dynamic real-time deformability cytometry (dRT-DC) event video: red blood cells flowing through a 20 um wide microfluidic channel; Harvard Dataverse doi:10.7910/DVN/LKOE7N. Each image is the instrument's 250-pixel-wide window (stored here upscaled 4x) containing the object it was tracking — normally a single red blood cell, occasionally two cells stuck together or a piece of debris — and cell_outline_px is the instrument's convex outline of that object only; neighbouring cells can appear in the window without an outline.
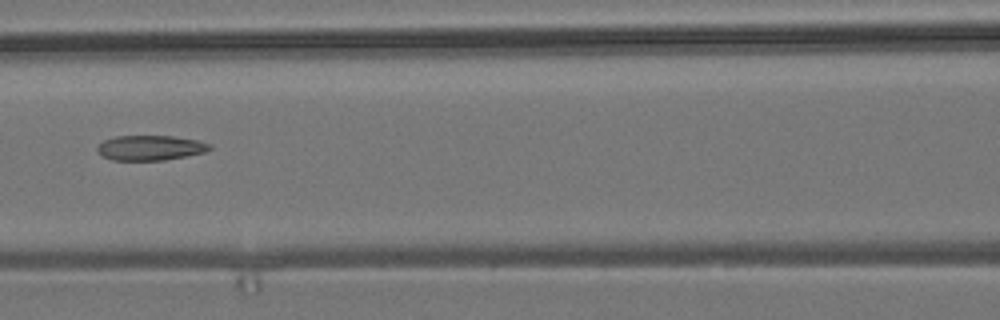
{"species": "common noctule bat (a hibernating species)", "species_latin": "Nyctalus noctula", "temperature_condition": "room temperature", "stored_images_in_passage": 9, "camera_frame_rate_fps": 3000, "um_per_image_px": 0.085, "animal": {"sex": "male", "body_mass_g": 19.2, "forearm_length_mm": 51.8}, "frame": {"image": 1, "passage_image": 7, "time_ms": 2.0, "image_size_px": [1000, 320], "cell_outline_px": [[212, 148], [204, 152], [164, 160], [112, 160], [96, 152], [96, 148], [104, 140], [116, 136], [172, 136], [196, 140], [212, 144]], "centroid_in_image_um": [12.76, 12.56], "position_along_channel_um": 153.8, "area_um2": 16.24}}
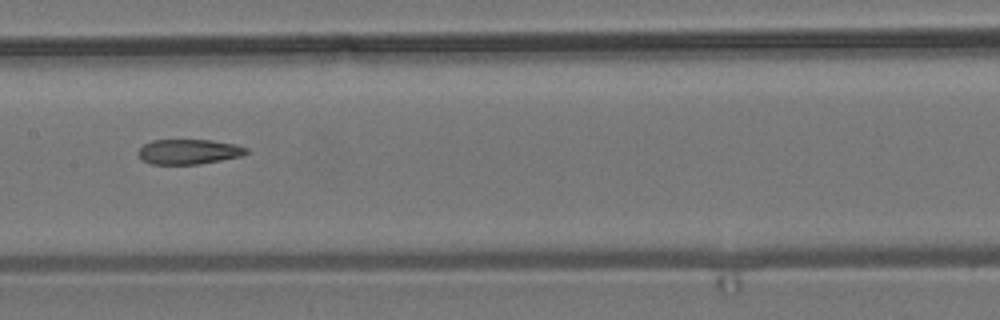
{"frame": {"image": 2, "passage_image": 8, "time_ms": 2.333, "image_size_px": [1000, 320], "cell_outline_px": [[248, 152], [244, 156], [200, 164], [152, 164], [140, 160], [136, 152], [144, 144], [152, 140], [212, 140], [236, 144], [248, 148]], "centroid_in_image_um": [16.05, 12.9], "position_along_channel_um": 191.4, "area_um2": 16.01}}
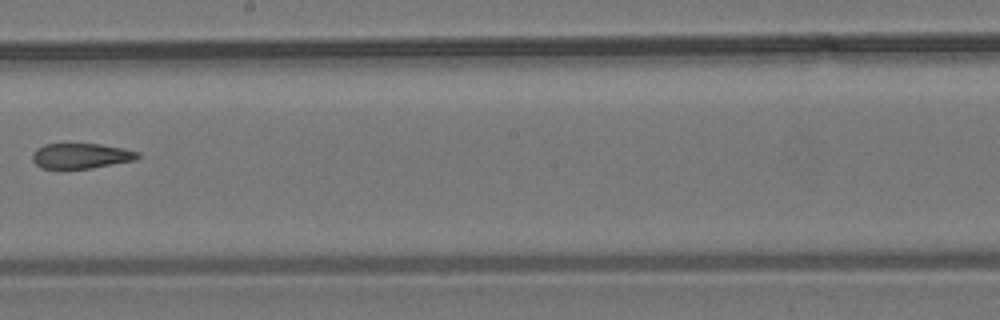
{"frame": {"image": 3, "passage_image": 9, "time_ms": 2.667, "image_size_px": [1000, 320], "cell_outline_px": [[140, 156], [136, 160], [92, 168], [60, 172], [40, 168], [32, 160], [32, 152], [36, 148], [44, 144], [100, 144], [124, 148], [140, 152]], "centroid_in_image_um": [6.83, 13.29], "position_along_channel_um": 241.4, "area_um2": 16.36}}